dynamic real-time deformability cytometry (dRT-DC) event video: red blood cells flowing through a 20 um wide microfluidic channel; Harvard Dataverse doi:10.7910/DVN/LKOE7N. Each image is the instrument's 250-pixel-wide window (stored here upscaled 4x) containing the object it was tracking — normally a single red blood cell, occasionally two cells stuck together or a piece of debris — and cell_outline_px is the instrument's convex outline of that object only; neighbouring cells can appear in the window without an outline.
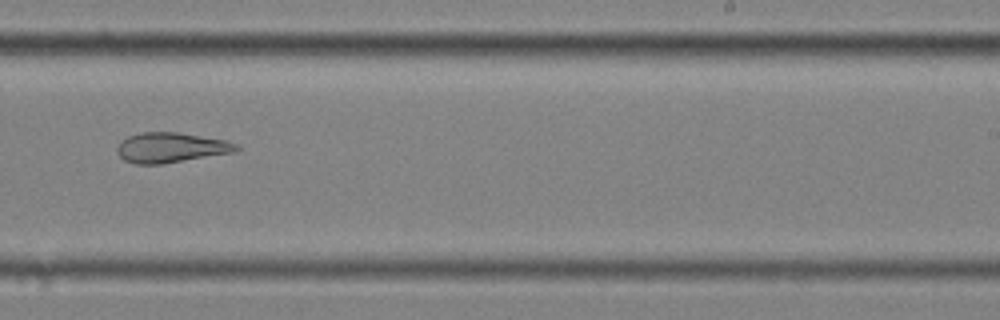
{"species": "common noctule bat (a hibernating species)", "species_latin": "Nyctalus noctula", "temperature_condition": "cold", "stored_images_in_passage": 14, "camera_frame_rate_fps": 3000, "um_per_image_px": 0.085, "animal": {"sex": "female", "body_mass_g": 25.1}, "frame": {"image": 1, "passage_image": 7, "time_ms": 2.0, "image_size_px": [1000, 320], "cell_outline_px": [[240, 148], [236, 152], [160, 164], [136, 164], [124, 160], [116, 152], [116, 148], [120, 140], [128, 136], [140, 132], [176, 132], [224, 140], [240, 144]], "centroid_in_image_um": [14.51, 12.54], "position_along_channel_um": 274.5, "area_um2": 20.92}}